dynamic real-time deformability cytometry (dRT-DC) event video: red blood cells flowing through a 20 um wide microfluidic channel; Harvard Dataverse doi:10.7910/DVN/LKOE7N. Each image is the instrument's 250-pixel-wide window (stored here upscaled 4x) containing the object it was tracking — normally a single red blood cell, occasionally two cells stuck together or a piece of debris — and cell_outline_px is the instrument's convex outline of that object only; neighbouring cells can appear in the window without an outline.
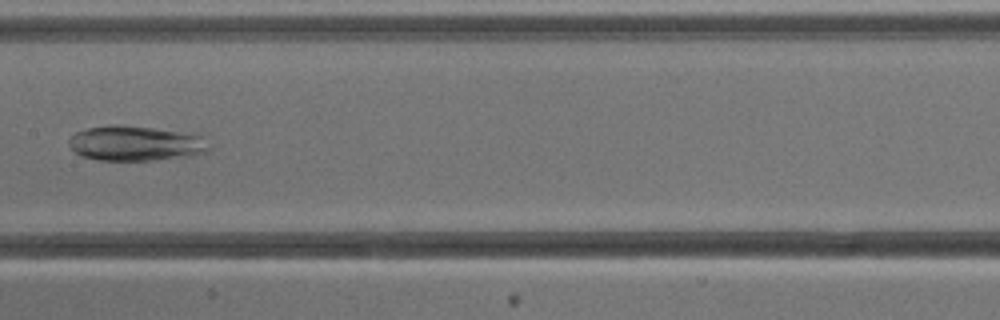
{"species": "common noctule bat (a hibernating species)", "species_latin": "Nyctalus noctula", "temperature_condition": "cold", "stored_images_in_passage": 7, "camera_frame_rate_fps": 3000, "um_per_image_px": 0.085, "animal": {"sex": "male", "body_mass_g": 13.3}, "frame": {"image": 1, "passage_image": 7, "time_ms": 7.667, "image_size_px": [1000, 320], "cell_outline_px": [[212, 148], [208, 152], [192, 156], [152, 160], [100, 160], [80, 156], [68, 144], [68, 140], [76, 132], [88, 128], [112, 124], [120, 124], [152, 128], [180, 132], [200, 136]], "centroid_in_image_um": [11.51, 12.19], "position_along_channel_um": 195.9, "area_um2": 28.5}}